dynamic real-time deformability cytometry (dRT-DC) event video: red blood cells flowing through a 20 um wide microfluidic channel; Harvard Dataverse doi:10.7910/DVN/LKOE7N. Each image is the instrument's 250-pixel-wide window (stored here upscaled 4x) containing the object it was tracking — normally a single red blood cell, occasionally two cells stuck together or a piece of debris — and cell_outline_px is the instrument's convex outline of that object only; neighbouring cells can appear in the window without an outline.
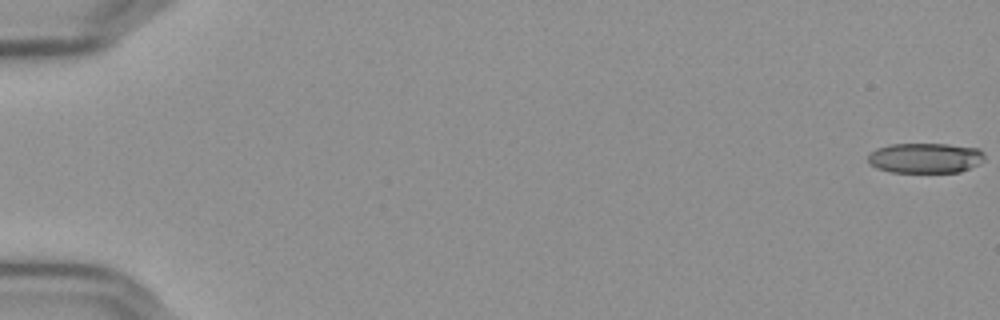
{"species": "Egyptian fruit bat (a non-hibernating species)", "species_latin": "Rousettus aegyptiacus", "temperature_condition": "cold", "stored_images_in_passage": 15, "camera_frame_rate_fps": 3000, "um_per_image_px": 0.085, "frame": {"image": 1, "passage_image": 1, "time_ms": 0.0, "image_size_px": [1000, 320], "cell_outline_px": [[984, 160], [960, 172], [888, 172], [876, 168], [868, 164], [868, 156], [876, 148], [892, 144], [948, 144], [976, 148], [984, 152]], "centroid_in_image_um": [78.61, 13.43], "position_along_channel_um": 6.4, "area_um2": 20.46}}